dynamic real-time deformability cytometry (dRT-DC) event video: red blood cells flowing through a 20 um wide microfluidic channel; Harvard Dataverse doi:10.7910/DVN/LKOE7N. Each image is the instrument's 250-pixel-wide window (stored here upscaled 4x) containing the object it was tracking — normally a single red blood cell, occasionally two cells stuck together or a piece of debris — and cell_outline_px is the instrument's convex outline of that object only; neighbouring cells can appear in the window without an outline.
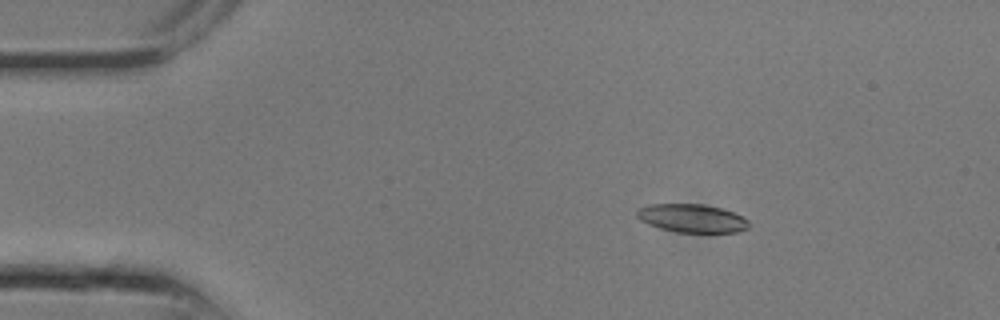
{"species": "common noctule bat (a hibernating species)", "species_latin": "Nyctalus noctula", "temperature_condition": "room temperature", "stored_images_in_passage": 8, "camera_frame_rate_fps": 3000, "um_per_image_px": 0.085, "animal": {"sex": "male", "body_mass_g": 13.3}, "frame": {"image": 1, "passage_image": 4, "time_ms": 1.0, "image_size_px": [1000, 320], "cell_outline_px": [[748, 228], [736, 232], [676, 232], [660, 228], [648, 224], [640, 220], [636, 216], [636, 208], [648, 204], [704, 204], [720, 208], [744, 216], [748, 220]], "centroid_in_image_um": [58.78, 18.54], "position_along_channel_um": 26.2, "area_um2": 18.55}}